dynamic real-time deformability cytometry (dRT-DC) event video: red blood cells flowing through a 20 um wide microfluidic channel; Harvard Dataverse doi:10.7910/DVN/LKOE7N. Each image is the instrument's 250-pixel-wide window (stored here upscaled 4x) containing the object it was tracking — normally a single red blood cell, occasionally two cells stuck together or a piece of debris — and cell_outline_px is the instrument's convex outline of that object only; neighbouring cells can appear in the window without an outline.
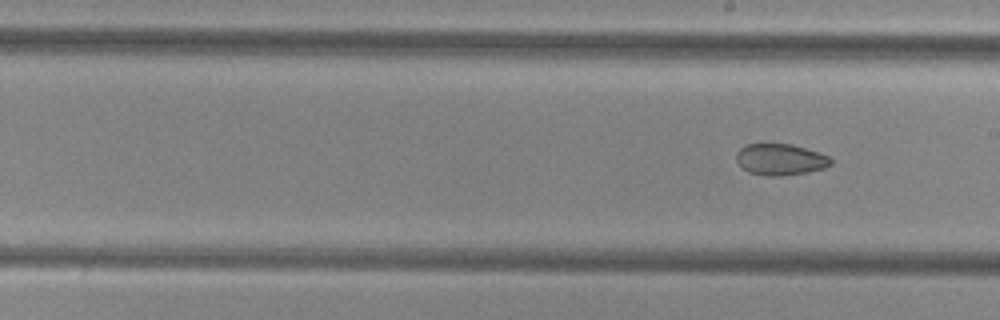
{"species": "common noctule bat (a hibernating species)", "species_latin": "Nyctalus noctula", "temperature_condition": "cold", "stored_images_in_passage": 14, "camera_frame_rate_fps": 3000, "um_per_image_px": 0.085, "animal": {"sex": "female", "body_mass_g": 29.2, "forearm_length_mm": 56.3}, "frame": {"image": 1, "passage_image": 14, "time_ms": 4.333, "image_size_px": [1000, 320], "cell_outline_px": [[832, 164], [824, 168], [808, 172], [780, 176], [768, 176], [748, 172], [736, 160], [736, 152], [740, 148], [748, 144], [792, 144], [828, 156], [832, 160]], "centroid_in_image_um": [66.32, 13.56], "position_along_channel_um": 222.7, "area_um2": 17.11}}